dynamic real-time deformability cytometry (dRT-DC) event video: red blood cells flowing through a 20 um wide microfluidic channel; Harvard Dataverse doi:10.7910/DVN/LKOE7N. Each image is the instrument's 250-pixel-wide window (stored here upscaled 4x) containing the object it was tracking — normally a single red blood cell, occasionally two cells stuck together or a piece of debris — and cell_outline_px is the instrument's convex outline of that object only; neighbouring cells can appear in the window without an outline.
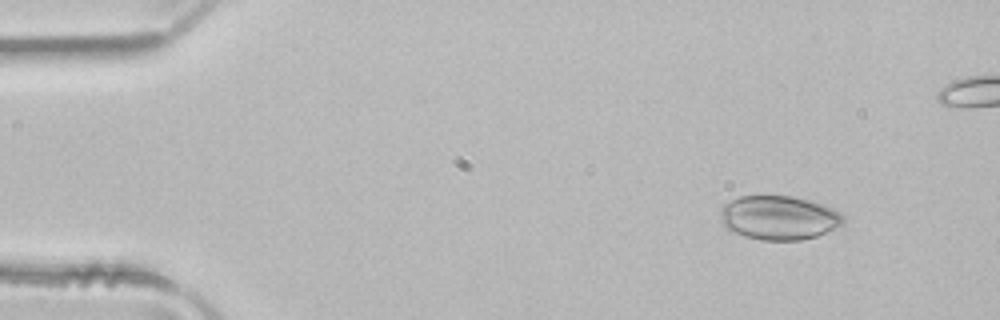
{"species": "common noctule bat (a hibernating species)", "species_latin": "Nyctalus noctula", "temperature_condition": "room temperature", "stored_images_in_passage": 5, "camera_frame_rate_fps": 3000, "um_per_image_px": 0.085, "animal": {"sex": "male", "body_mass_g": 21.5, "forearm_length_mm": 52.0}, "frame": {"image": 1, "passage_image": 2, "time_ms": 0.333, "image_size_px": [1000, 320], "cell_outline_px": [[844, 224], [816, 236], [800, 240], [760, 240], [744, 236], [732, 232], [724, 228], [720, 220], [720, 208], [724, 204], [740, 196], [792, 196], [824, 204], [840, 212], [844, 216]], "centroid_in_image_um": [66.18, 18.51], "position_along_channel_um": 18.8, "area_um2": 31.79}}